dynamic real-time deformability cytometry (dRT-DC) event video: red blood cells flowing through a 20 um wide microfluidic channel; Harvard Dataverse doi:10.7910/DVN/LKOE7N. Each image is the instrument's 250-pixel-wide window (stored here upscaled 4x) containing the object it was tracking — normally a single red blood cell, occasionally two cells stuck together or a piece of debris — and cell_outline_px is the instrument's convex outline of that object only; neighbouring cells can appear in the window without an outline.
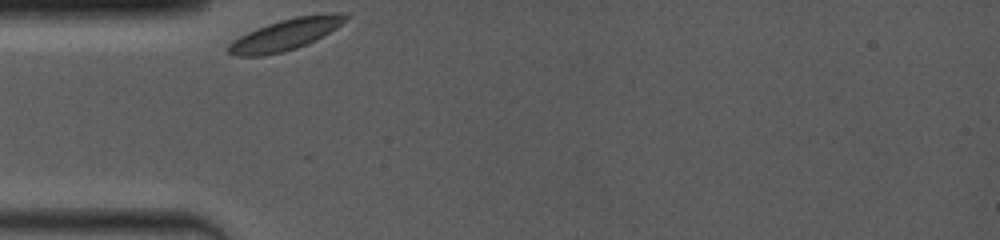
{"species": "common noctule bat (a hibernating species)", "species_latin": "Nyctalus noctula", "temperature_condition": "room temperature", "stored_images_in_passage": 34, "camera_frame_rate_fps": 4000, "um_per_image_px": 0.085, "animal": {"sex": "female", "body_mass_g": 19.0, "forearm_length_mm": 53.3}, "frame": {"image": 1, "passage_image": 1, "time_ms": 0.0, "image_size_px": [1000, 240], "cell_outline_px": [[348, 20], [336, 28], [296, 48], [284, 52], [264, 56], [236, 56], [228, 52], [228, 44], [232, 40], [256, 28], [280, 20], [296, 16], [332, 12], [348, 12]], "centroid_in_image_um": [24.28, 2.91], "position_along_channel_um": 60.7, "area_um2": 21.27}}
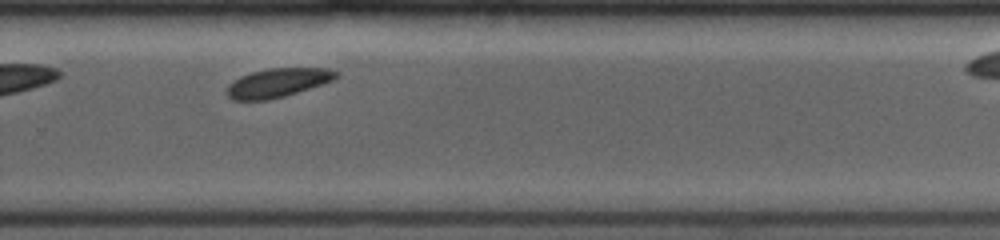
{"frame": {"image": 2, "passage_image": 28, "time_ms": 5.25, "image_size_px": [1000, 240], "cell_outline_px": [[336, 76], [332, 80], [284, 96], [268, 100], [232, 100], [224, 92], [228, 84], [240, 76], [252, 72], [268, 68], [328, 68], [336, 72]], "centroid_in_image_um": [23.5, 7.04], "position_along_channel_um": 306.3, "area_um2": 18.15}}
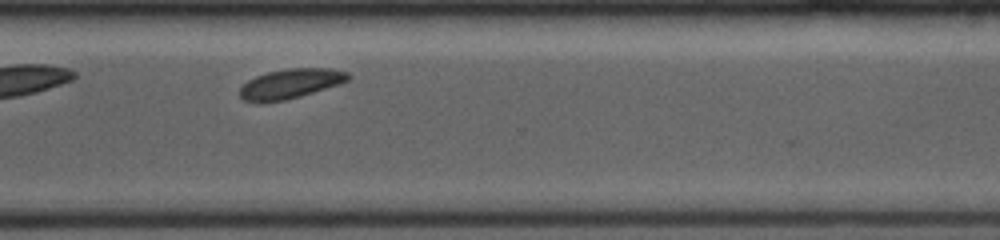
{"frame": {"image": 3, "passage_image": 33, "time_ms": 6.25, "image_size_px": [1000, 240], "cell_outline_px": [[352, 76], [348, 80], [340, 84], [300, 96], [284, 100], [260, 104], [244, 100], [240, 96], [240, 88], [248, 80], [256, 76], [268, 72], [288, 68], [332, 68], [348, 72]], "centroid_in_image_um": [24.7, 7.12], "position_along_channel_um": 345.9, "area_um2": 18.9}}